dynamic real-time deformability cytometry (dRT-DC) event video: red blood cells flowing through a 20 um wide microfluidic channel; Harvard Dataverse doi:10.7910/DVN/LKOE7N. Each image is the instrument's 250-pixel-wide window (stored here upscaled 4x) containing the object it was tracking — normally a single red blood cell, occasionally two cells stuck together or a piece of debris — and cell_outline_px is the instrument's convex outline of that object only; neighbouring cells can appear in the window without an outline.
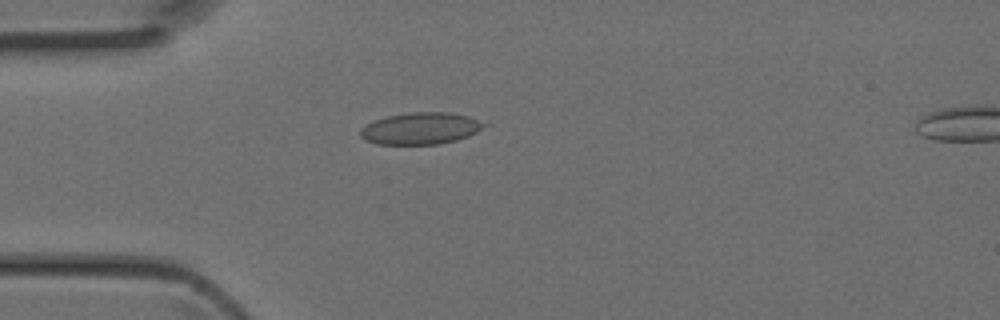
{"species": "Egyptian fruit bat (a non-hibernating species)", "species_latin": "Rousettus aegyptiacus", "temperature_condition": "room temperature", "stored_images_in_passage": 38, "camera_frame_rate_fps": 3000, "um_per_image_px": 0.085, "animal": {"sex": "female"}, "frame": {"image": 1, "passage_image": 6, "time_ms": 1.667, "image_size_px": [1000, 320], "cell_outline_px": [[488, 124], [476, 132], [468, 136], [456, 140], [440, 144], [376, 144], [364, 140], [360, 136], [360, 128], [376, 120], [388, 116], [412, 112], [448, 112], [468, 116]], "centroid_in_image_um": [35.75, 10.92], "position_along_channel_um": 49.3, "area_um2": 22.83}}
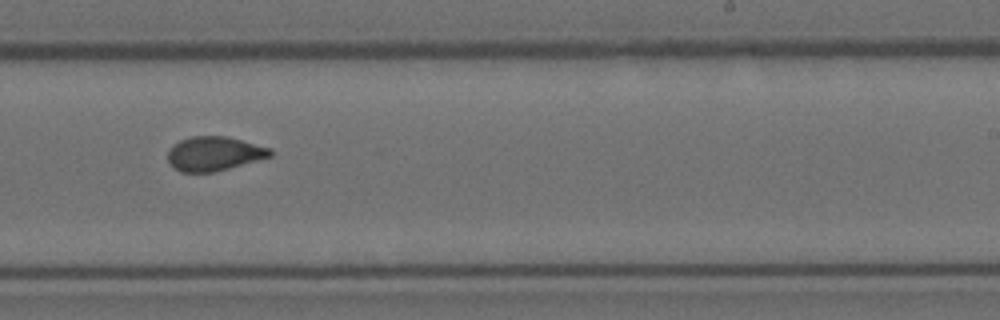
{"frame": {"image": 2, "passage_image": 21, "time_ms": 6.667, "image_size_px": [1000, 320], "cell_outline_px": [[272, 156], [228, 168], [212, 172], [180, 172], [168, 160], [168, 148], [172, 144], [180, 140], [192, 136], [228, 136], [272, 148]], "centroid_in_image_um": [18.2, 13.04], "position_along_channel_um": 270.8, "area_um2": 20.4}}
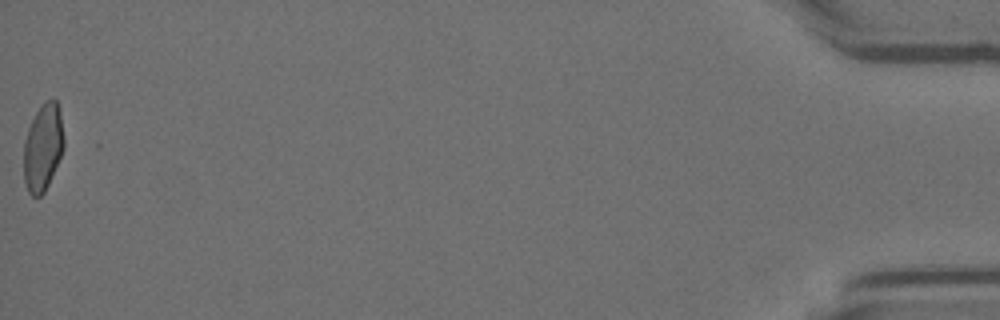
{"frame": {"image": 3, "passage_image": 38, "time_ms": 12.333, "image_size_px": [1000, 320], "cell_outline_px": [[64, 148], [48, 184], [44, 192], [40, 196], [32, 196], [28, 192], [24, 180], [24, 140], [28, 128], [36, 112], [48, 100], [56, 100], [60, 112], [64, 136]], "centroid_in_image_um": [3.65, 12.55], "position_along_channel_um": 431.6, "area_um2": 20.11}}